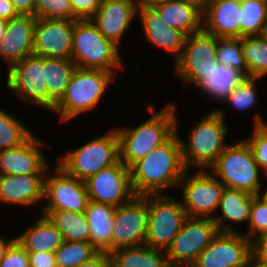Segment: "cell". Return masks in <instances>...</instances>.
I'll return each mask as SVG.
<instances>
[{
    "label": "cell",
    "instance_id": "obj_22",
    "mask_svg": "<svg viewBox=\"0 0 267 267\" xmlns=\"http://www.w3.org/2000/svg\"><path fill=\"white\" fill-rule=\"evenodd\" d=\"M36 21L37 17L31 14H19L8 20L5 34L0 41V60L5 69L33 54Z\"/></svg>",
    "mask_w": 267,
    "mask_h": 267
},
{
    "label": "cell",
    "instance_id": "obj_21",
    "mask_svg": "<svg viewBox=\"0 0 267 267\" xmlns=\"http://www.w3.org/2000/svg\"><path fill=\"white\" fill-rule=\"evenodd\" d=\"M45 175H0V204L14 208L24 207L26 210L40 206L41 209Z\"/></svg>",
    "mask_w": 267,
    "mask_h": 267
},
{
    "label": "cell",
    "instance_id": "obj_24",
    "mask_svg": "<svg viewBox=\"0 0 267 267\" xmlns=\"http://www.w3.org/2000/svg\"><path fill=\"white\" fill-rule=\"evenodd\" d=\"M252 196L242 190L224 188L213 218L220 232L240 233L241 229H237L238 226L242 227L244 223L247 225L249 220Z\"/></svg>",
    "mask_w": 267,
    "mask_h": 267
},
{
    "label": "cell",
    "instance_id": "obj_11",
    "mask_svg": "<svg viewBox=\"0 0 267 267\" xmlns=\"http://www.w3.org/2000/svg\"><path fill=\"white\" fill-rule=\"evenodd\" d=\"M217 37L203 29L188 35L181 56L173 63L172 75L182 80V90L191 87L217 63Z\"/></svg>",
    "mask_w": 267,
    "mask_h": 267
},
{
    "label": "cell",
    "instance_id": "obj_32",
    "mask_svg": "<svg viewBox=\"0 0 267 267\" xmlns=\"http://www.w3.org/2000/svg\"><path fill=\"white\" fill-rule=\"evenodd\" d=\"M267 25V0L240 2V38L262 35Z\"/></svg>",
    "mask_w": 267,
    "mask_h": 267
},
{
    "label": "cell",
    "instance_id": "obj_1",
    "mask_svg": "<svg viewBox=\"0 0 267 267\" xmlns=\"http://www.w3.org/2000/svg\"><path fill=\"white\" fill-rule=\"evenodd\" d=\"M186 171L181 141L175 132L130 167L133 193L135 196L169 194V190L177 188Z\"/></svg>",
    "mask_w": 267,
    "mask_h": 267
},
{
    "label": "cell",
    "instance_id": "obj_12",
    "mask_svg": "<svg viewBox=\"0 0 267 267\" xmlns=\"http://www.w3.org/2000/svg\"><path fill=\"white\" fill-rule=\"evenodd\" d=\"M51 167L45 175L44 201L40 210L84 213L90 201L85 183L69 175L58 164Z\"/></svg>",
    "mask_w": 267,
    "mask_h": 267
},
{
    "label": "cell",
    "instance_id": "obj_41",
    "mask_svg": "<svg viewBox=\"0 0 267 267\" xmlns=\"http://www.w3.org/2000/svg\"><path fill=\"white\" fill-rule=\"evenodd\" d=\"M0 267H30L29 254L16 239L10 243L0 258Z\"/></svg>",
    "mask_w": 267,
    "mask_h": 267
},
{
    "label": "cell",
    "instance_id": "obj_45",
    "mask_svg": "<svg viewBox=\"0 0 267 267\" xmlns=\"http://www.w3.org/2000/svg\"><path fill=\"white\" fill-rule=\"evenodd\" d=\"M77 267H112L111 255L108 252H98L93 258Z\"/></svg>",
    "mask_w": 267,
    "mask_h": 267
},
{
    "label": "cell",
    "instance_id": "obj_33",
    "mask_svg": "<svg viewBox=\"0 0 267 267\" xmlns=\"http://www.w3.org/2000/svg\"><path fill=\"white\" fill-rule=\"evenodd\" d=\"M7 111L0 107V150L22 145L35 133L26 123H22L20 118L12 114L13 111L11 114Z\"/></svg>",
    "mask_w": 267,
    "mask_h": 267
},
{
    "label": "cell",
    "instance_id": "obj_16",
    "mask_svg": "<svg viewBox=\"0 0 267 267\" xmlns=\"http://www.w3.org/2000/svg\"><path fill=\"white\" fill-rule=\"evenodd\" d=\"M84 183L89 199L97 203L119 207L135 196L131 187L130 168L120 160L101 169Z\"/></svg>",
    "mask_w": 267,
    "mask_h": 267
},
{
    "label": "cell",
    "instance_id": "obj_51",
    "mask_svg": "<svg viewBox=\"0 0 267 267\" xmlns=\"http://www.w3.org/2000/svg\"><path fill=\"white\" fill-rule=\"evenodd\" d=\"M7 25H8V20L0 19V41L5 34Z\"/></svg>",
    "mask_w": 267,
    "mask_h": 267
},
{
    "label": "cell",
    "instance_id": "obj_46",
    "mask_svg": "<svg viewBox=\"0 0 267 267\" xmlns=\"http://www.w3.org/2000/svg\"><path fill=\"white\" fill-rule=\"evenodd\" d=\"M19 14L35 15L36 0H11Z\"/></svg>",
    "mask_w": 267,
    "mask_h": 267
},
{
    "label": "cell",
    "instance_id": "obj_9",
    "mask_svg": "<svg viewBox=\"0 0 267 267\" xmlns=\"http://www.w3.org/2000/svg\"><path fill=\"white\" fill-rule=\"evenodd\" d=\"M179 197L148 195V227L145 245L167 251L187 219Z\"/></svg>",
    "mask_w": 267,
    "mask_h": 267
},
{
    "label": "cell",
    "instance_id": "obj_28",
    "mask_svg": "<svg viewBox=\"0 0 267 267\" xmlns=\"http://www.w3.org/2000/svg\"><path fill=\"white\" fill-rule=\"evenodd\" d=\"M170 27L179 29L187 36L202 30V10L184 0H173L154 7Z\"/></svg>",
    "mask_w": 267,
    "mask_h": 267
},
{
    "label": "cell",
    "instance_id": "obj_17",
    "mask_svg": "<svg viewBox=\"0 0 267 267\" xmlns=\"http://www.w3.org/2000/svg\"><path fill=\"white\" fill-rule=\"evenodd\" d=\"M43 148L51 145L34 133L22 145L0 150V175L46 174L51 161Z\"/></svg>",
    "mask_w": 267,
    "mask_h": 267
},
{
    "label": "cell",
    "instance_id": "obj_2",
    "mask_svg": "<svg viewBox=\"0 0 267 267\" xmlns=\"http://www.w3.org/2000/svg\"><path fill=\"white\" fill-rule=\"evenodd\" d=\"M145 104L150 117L143 122L134 126L126 123L125 126H114L119 138V160L128 168L176 132L178 107L175 102L167 101L160 109L151 100Z\"/></svg>",
    "mask_w": 267,
    "mask_h": 267
},
{
    "label": "cell",
    "instance_id": "obj_35",
    "mask_svg": "<svg viewBox=\"0 0 267 267\" xmlns=\"http://www.w3.org/2000/svg\"><path fill=\"white\" fill-rule=\"evenodd\" d=\"M261 79V82H260ZM259 83L262 78L247 77L239 86H237L223 101L228 107L237 110V112H249L259 104ZM258 84V86L256 85ZM252 109V110H251Z\"/></svg>",
    "mask_w": 267,
    "mask_h": 267
},
{
    "label": "cell",
    "instance_id": "obj_13",
    "mask_svg": "<svg viewBox=\"0 0 267 267\" xmlns=\"http://www.w3.org/2000/svg\"><path fill=\"white\" fill-rule=\"evenodd\" d=\"M219 232L213 219L188 216L166 251L170 267L193 265Z\"/></svg>",
    "mask_w": 267,
    "mask_h": 267
},
{
    "label": "cell",
    "instance_id": "obj_52",
    "mask_svg": "<svg viewBox=\"0 0 267 267\" xmlns=\"http://www.w3.org/2000/svg\"><path fill=\"white\" fill-rule=\"evenodd\" d=\"M267 182V179H266ZM266 187H262L261 191H260V196L267 202V185H265ZM264 191V192H263Z\"/></svg>",
    "mask_w": 267,
    "mask_h": 267
},
{
    "label": "cell",
    "instance_id": "obj_42",
    "mask_svg": "<svg viewBox=\"0 0 267 267\" xmlns=\"http://www.w3.org/2000/svg\"><path fill=\"white\" fill-rule=\"evenodd\" d=\"M78 20L91 19L100 7L101 0H70Z\"/></svg>",
    "mask_w": 267,
    "mask_h": 267
},
{
    "label": "cell",
    "instance_id": "obj_31",
    "mask_svg": "<svg viewBox=\"0 0 267 267\" xmlns=\"http://www.w3.org/2000/svg\"><path fill=\"white\" fill-rule=\"evenodd\" d=\"M60 231L64 241L89 242L90 227L85 213L69 210H39Z\"/></svg>",
    "mask_w": 267,
    "mask_h": 267
},
{
    "label": "cell",
    "instance_id": "obj_19",
    "mask_svg": "<svg viewBox=\"0 0 267 267\" xmlns=\"http://www.w3.org/2000/svg\"><path fill=\"white\" fill-rule=\"evenodd\" d=\"M141 24L142 36L152 47L172 56L174 63L182 54L187 35L179 29L170 27L154 8L137 11V20Z\"/></svg>",
    "mask_w": 267,
    "mask_h": 267
},
{
    "label": "cell",
    "instance_id": "obj_4",
    "mask_svg": "<svg viewBox=\"0 0 267 267\" xmlns=\"http://www.w3.org/2000/svg\"><path fill=\"white\" fill-rule=\"evenodd\" d=\"M116 75L99 69L75 70L64 96L55 105L51 116L58 117V123L67 124L79 120V116L94 112L101 105L104 95L113 85ZM85 113V114H84Z\"/></svg>",
    "mask_w": 267,
    "mask_h": 267
},
{
    "label": "cell",
    "instance_id": "obj_30",
    "mask_svg": "<svg viewBox=\"0 0 267 267\" xmlns=\"http://www.w3.org/2000/svg\"><path fill=\"white\" fill-rule=\"evenodd\" d=\"M110 255L112 267H170L165 251L145 244L119 248Z\"/></svg>",
    "mask_w": 267,
    "mask_h": 267
},
{
    "label": "cell",
    "instance_id": "obj_54",
    "mask_svg": "<svg viewBox=\"0 0 267 267\" xmlns=\"http://www.w3.org/2000/svg\"><path fill=\"white\" fill-rule=\"evenodd\" d=\"M173 267H195L194 265H183V266H173Z\"/></svg>",
    "mask_w": 267,
    "mask_h": 267
},
{
    "label": "cell",
    "instance_id": "obj_38",
    "mask_svg": "<svg viewBox=\"0 0 267 267\" xmlns=\"http://www.w3.org/2000/svg\"><path fill=\"white\" fill-rule=\"evenodd\" d=\"M218 63L223 66L235 68L248 77V68L245 63L242 38H217Z\"/></svg>",
    "mask_w": 267,
    "mask_h": 267
},
{
    "label": "cell",
    "instance_id": "obj_6",
    "mask_svg": "<svg viewBox=\"0 0 267 267\" xmlns=\"http://www.w3.org/2000/svg\"><path fill=\"white\" fill-rule=\"evenodd\" d=\"M94 137L75 149L69 147L55 163L83 182L101 169L115 164L119 160V138L114 126Z\"/></svg>",
    "mask_w": 267,
    "mask_h": 267
},
{
    "label": "cell",
    "instance_id": "obj_49",
    "mask_svg": "<svg viewBox=\"0 0 267 267\" xmlns=\"http://www.w3.org/2000/svg\"><path fill=\"white\" fill-rule=\"evenodd\" d=\"M15 233L13 235L9 236L6 238L5 236L1 235L0 232V258L3 256L6 248L10 245V243L15 239L14 237Z\"/></svg>",
    "mask_w": 267,
    "mask_h": 267
},
{
    "label": "cell",
    "instance_id": "obj_29",
    "mask_svg": "<svg viewBox=\"0 0 267 267\" xmlns=\"http://www.w3.org/2000/svg\"><path fill=\"white\" fill-rule=\"evenodd\" d=\"M76 69L77 65L72 59L45 57V81L48 88L49 115L64 96Z\"/></svg>",
    "mask_w": 267,
    "mask_h": 267
},
{
    "label": "cell",
    "instance_id": "obj_3",
    "mask_svg": "<svg viewBox=\"0 0 267 267\" xmlns=\"http://www.w3.org/2000/svg\"><path fill=\"white\" fill-rule=\"evenodd\" d=\"M207 111L208 109L204 115L201 114V118L192 122L193 127H189L186 139L182 137V128H179L181 121L176 114V132L181 141L183 161L187 170H209L229 145L226 137L231 127H228L230 123L226 122L227 110L217 106L209 113Z\"/></svg>",
    "mask_w": 267,
    "mask_h": 267
},
{
    "label": "cell",
    "instance_id": "obj_40",
    "mask_svg": "<svg viewBox=\"0 0 267 267\" xmlns=\"http://www.w3.org/2000/svg\"><path fill=\"white\" fill-rule=\"evenodd\" d=\"M35 16L47 19L78 20L70 0H36Z\"/></svg>",
    "mask_w": 267,
    "mask_h": 267
},
{
    "label": "cell",
    "instance_id": "obj_37",
    "mask_svg": "<svg viewBox=\"0 0 267 267\" xmlns=\"http://www.w3.org/2000/svg\"><path fill=\"white\" fill-rule=\"evenodd\" d=\"M98 252L90 242L63 241L54 253L57 267H77L93 258Z\"/></svg>",
    "mask_w": 267,
    "mask_h": 267
},
{
    "label": "cell",
    "instance_id": "obj_36",
    "mask_svg": "<svg viewBox=\"0 0 267 267\" xmlns=\"http://www.w3.org/2000/svg\"><path fill=\"white\" fill-rule=\"evenodd\" d=\"M252 133L243 138L251 147L255 161L267 178V118L260 112L254 113Z\"/></svg>",
    "mask_w": 267,
    "mask_h": 267
},
{
    "label": "cell",
    "instance_id": "obj_44",
    "mask_svg": "<svg viewBox=\"0 0 267 267\" xmlns=\"http://www.w3.org/2000/svg\"><path fill=\"white\" fill-rule=\"evenodd\" d=\"M30 267H57L54 252H29Z\"/></svg>",
    "mask_w": 267,
    "mask_h": 267
},
{
    "label": "cell",
    "instance_id": "obj_7",
    "mask_svg": "<svg viewBox=\"0 0 267 267\" xmlns=\"http://www.w3.org/2000/svg\"><path fill=\"white\" fill-rule=\"evenodd\" d=\"M209 171L225 187L259 195L266 183L260 167L257 165L251 147L242 138L229 144L210 167Z\"/></svg>",
    "mask_w": 267,
    "mask_h": 267
},
{
    "label": "cell",
    "instance_id": "obj_48",
    "mask_svg": "<svg viewBox=\"0 0 267 267\" xmlns=\"http://www.w3.org/2000/svg\"><path fill=\"white\" fill-rule=\"evenodd\" d=\"M173 0H133L136 10L154 8Z\"/></svg>",
    "mask_w": 267,
    "mask_h": 267
},
{
    "label": "cell",
    "instance_id": "obj_25",
    "mask_svg": "<svg viewBox=\"0 0 267 267\" xmlns=\"http://www.w3.org/2000/svg\"><path fill=\"white\" fill-rule=\"evenodd\" d=\"M247 76L232 67L217 63L209 72L196 81L192 87L200 91L208 101L222 103V101L237 87Z\"/></svg>",
    "mask_w": 267,
    "mask_h": 267
},
{
    "label": "cell",
    "instance_id": "obj_20",
    "mask_svg": "<svg viewBox=\"0 0 267 267\" xmlns=\"http://www.w3.org/2000/svg\"><path fill=\"white\" fill-rule=\"evenodd\" d=\"M136 19L137 10L133 0H101L91 21L106 39L121 49L123 38L130 31L128 29L133 28Z\"/></svg>",
    "mask_w": 267,
    "mask_h": 267
},
{
    "label": "cell",
    "instance_id": "obj_26",
    "mask_svg": "<svg viewBox=\"0 0 267 267\" xmlns=\"http://www.w3.org/2000/svg\"><path fill=\"white\" fill-rule=\"evenodd\" d=\"M37 217L22 233L15 234V239L28 253L55 252L64 241L62 234L46 215Z\"/></svg>",
    "mask_w": 267,
    "mask_h": 267
},
{
    "label": "cell",
    "instance_id": "obj_10",
    "mask_svg": "<svg viewBox=\"0 0 267 267\" xmlns=\"http://www.w3.org/2000/svg\"><path fill=\"white\" fill-rule=\"evenodd\" d=\"M224 188L209 170H187L177 186V197L187 216L213 219Z\"/></svg>",
    "mask_w": 267,
    "mask_h": 267
},
{
    "label": "cell",
    "instance_id": "obj_34",
    "mask_svg": "<svg viewBox=\"0 0 267 267\" xmlns=\"http://www.w3.org/2000/svg\"><path fill=\"white\" fill-rule=\"evenodd\" d=\"M242 49L248 77L264 79L267 76V41L262 35L242 38Z\"/></svg>",
    "mask_w": 267,
    "mask_h": 267
},
{
    "label": "cell",
    "instance_id": "obj_27",
    "mask_svg": "<svg viewBox=\"0 0 267 267\" xmlns=\"http://www.w3.org/2000/svg\"><path fill=\"white\" fill-rule=\"evenodd\" d=\"M116 208L90 200L84 212L90 227L89 242L99 252H112V230Z\"/></svg>",
    "mask_w": 267,
    "mask_h": 267
},
{
    "label": "cell",
    "instance_id": "obj_50",
    "mask_svg": "<svg viewBox=\"0 0 267 267\" xmlns=\"http://www.w3.org/2000/svg\"><path fill=\"white\" fill-rule=\"evenodd\" d=\"M184 1L196 5L198 8H200L203 11L206 8L210 0H184Z\"/></svg>",
    "mask_w": 267,
    "mask_h": 267
},
{
    "label": "cell",
    "instance_id": "obj_23",
    "mask_svg": "<svg viewBox=\"0 0 267 267\" xmlns=\"http://www.w3.org/2000/svg\"><path fill=\"white\" fill-rule=\"evenodd\" d=\"M202 29L217 38H240V1L210 0L202 11Z\"/></svg>",
    "mask_w": 267,
    "mask_h": 267
},
{
    "label": "cell",
    "instance_id": "obj_5",
    "mask_svg": "<svg viewBox=\"0 0 267 267\" xmlns=\"http://www.w3.org/2000/svg\"><path fill=\"white\" fill-rule=\"evenodd\" d=\"M122 51L103 36L91 19L75 20L72 60L77 67L109 71L117 76L126 65Z\"/></svg>",
    "mask_w": 267,
    "mask_h": 267
},
{
    "label": "cell",
    "instance_id": "obj_8",
    "mask_svg": "<svg viewBox=\"0 0 267 267\" xmlns=\"http://www.w3.org/2000/svg\"><path fill=\"white\" fill-rule=\"evenodd\" d=\"M5 73L3 84L6 89L12 91L18 101L48 112L45 57L31 54L14 63Z\"/></svg>",
    "mask_w": 267,
    "mask_h": 267
},
{
    "label": "cell",
    "instance_id": "obj_15",
    "mask_svg": "<svg viewBox=\"0 0 267 267\" xmlns=\"http://www.w3.org/2000/svg\"><path fill=\"white\" fill-rule=\"evenodd\" d=\"M195 267H251L252 242L241 232H219L200 253Z\"/></svg>",
    "mask_w": 267,
    "mask_h": 267
},
{
    "label": "cell",
    "instance_id": "obj_18",
    "mask_svg": "<svg viewBox=\"0 0 267 267\" xmlns=\"http://www.w3.org/2000/svg\"><path fill=\"white\" fill-rule=\"evenodd\" d=\"M75 20L37 18L34 28L33 54L72 59Z\"/></svg>",
    "mask_w": 267,
    "mask_h": 267
},
{
    "label": "cell",
    "instance_id": "obj_39",
    "mask_svg": "<svg viewBox=\"0 0 267 267\" xmlns=\"http://www.w3.org/2000/svg\"><path fill=\"white\" fill-rule=\"evenodd\" d=\"M245 229L241 233L251 242L267 233V202L260 195L252 196L250 216Z\"/></svg>",
    "mask_w": 267,
    "mask_h": 267
},
{
    "label": "cell",
    "instance_id": "obj_47",
    "mask_svg": "<svg viewBox=\"0 0 267 267\" xmlns=\"http://www.w3.org/2000/svg\"><path fill=\"white\" fill-rule=\"evenodd\" d=\"M18 15L11 0H0V19L10 20Z\"/></svg>",
    "mask_w": 267,
    "mask_h": 267
},
{
    "label": "cell",
    "instance_id": "obj_14",
    "mask_svg": "<svg viewBox=\"0 0 267 267\" xmlns=\"http://www.w3.org/2000/svg\"><path fill=\"white\" fill-rule=\"evenodd\" d=\"M148 227V195L134 196L128 203L116 208L112 251L145 244Z\"/></svg>",
    "mask_w": 267,
    "mask_h": 267
},
{
    "label": "cell",
    "instance_id": "obj_43",
    "mask_svg": "<svg viewBox=\"0 0 267 267\" xmlns=\"http://www.w3.org/2000/svg\"><path fill=\"white\" fill-rule=\"evenodd\" d=\"M252 266L267 267V233L252 241Z\"/></svg>",
    "mask_w": 267,
    "mask_h": 267
},
{
    "label": "cell",
    "instance_id": "obj_53",
    "mask_svg": "<svg viewBox=\"0 0 267 267\" xmlns=\"http://www.w3.org/2000/svg\"><path fill=\"white\" fill-rule=\"evenodd\" d=\"M262 36L266 39L267 41V25L265 26L264 30H263V33H262Z\"/></svg>",
    "mask_w": 267,
    "mask_h": 267
}]
</instances>
